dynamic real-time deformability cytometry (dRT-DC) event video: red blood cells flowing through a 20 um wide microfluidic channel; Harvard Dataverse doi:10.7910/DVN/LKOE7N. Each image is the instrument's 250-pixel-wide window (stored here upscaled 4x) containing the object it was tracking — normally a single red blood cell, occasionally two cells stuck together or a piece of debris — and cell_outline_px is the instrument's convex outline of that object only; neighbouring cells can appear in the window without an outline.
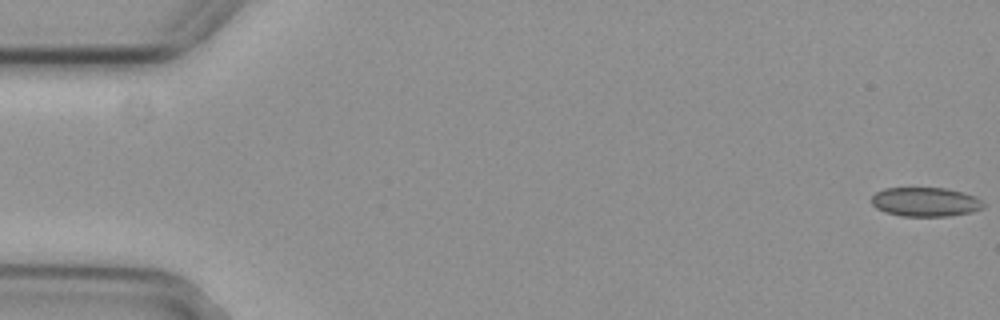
{"species": "common noctule bat (a hibernating species)", "species_latin": "Nyctalus noctula", "temperature_condition": "cold", "stored_images_in_passage": 5, "camera_frame_rate_fps": 3000, "um_per_image_px": 0.085, "animal": {"sex": "female", "body_mass_g": 29.2, "forearm_length_mm": 56.3}, "frame": {"image": 1, "passage_image": 1, "time_ms": 0.0, "image_size_px": [1000, 320], "cell_outline_px": [[984, 208], [972, 212], [948, 216], [900, 216], [884, 212], [876, 208], [872, 204], [872, 196], [876, 192], [884, 188], [944, 188], [976, 196], [984, 200]], "centroid_in_image_um": [78.67, 17.17], "position_along_channel_um": 6.3, "area_um2": 19.13}}